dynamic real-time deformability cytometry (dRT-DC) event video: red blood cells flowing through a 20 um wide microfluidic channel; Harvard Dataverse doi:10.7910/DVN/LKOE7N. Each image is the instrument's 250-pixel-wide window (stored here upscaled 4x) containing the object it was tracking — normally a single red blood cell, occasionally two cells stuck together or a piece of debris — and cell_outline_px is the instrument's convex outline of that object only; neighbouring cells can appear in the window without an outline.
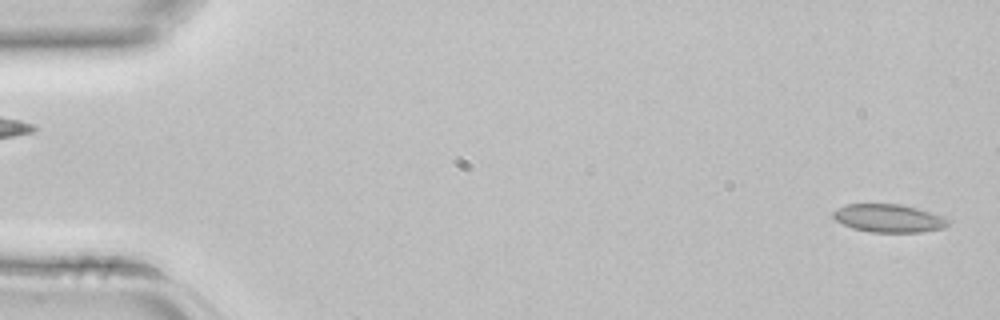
{"species": "common noctule bat (a hibernating species)", "species_latin": "Nyctalus noctula", "temperature_condition": "room temperature", "stored_images_in_passage": 2, "segment_of_instrument_passage": [2, 2], "camera_frame_rate_fps": 3000, "um_per_image_px": 0.085, "animal": {"sex": "female", "body_mass_g": 22.7, "forearm_length_mm": 54.2}, "frame": {"image": 1, "passage_image": 2, "time_ms": 0.333, "image_size_px": [1000, 320], "cell_outline_px": [[948, 224], [944, 228], [924, 232], [872, 232], [852, 228], [836, 220], [832, 216], [832, 212], [848, 204], [900, 204], [916, 208], [940, 216], [948, 220]], "centroid_in_image_um": [75.52, 18.56], "position_along_channel_um": 9.5, "area_um2": 18.5}}